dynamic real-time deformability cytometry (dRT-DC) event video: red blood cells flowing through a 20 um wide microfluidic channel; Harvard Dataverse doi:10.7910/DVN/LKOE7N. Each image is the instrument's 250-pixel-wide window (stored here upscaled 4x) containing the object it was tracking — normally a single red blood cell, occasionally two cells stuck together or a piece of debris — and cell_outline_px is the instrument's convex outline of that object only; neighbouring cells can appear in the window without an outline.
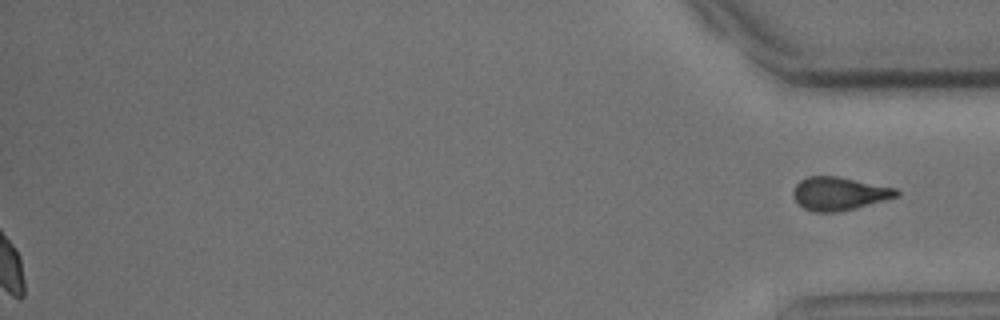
{"species": "common noctule bat (a hibernating species)", "species_latin": "Nyctalus noctula", "temperature_condition": "cold", "stored_images_in_passage": 57, "segment_of_instrument_passage": [2, 2], "camera_frame_rate_fps": 3000, "um_per_image_px": 0.085, "animal": {"sex": "male", "body_mass_g": 15.6}, "frame": {"image": 1, "passage_image": 57, "time_ms": 18.667, "image_size_px": [1000, 320], "cell_outline_px": [[900, 196], [856, 208], [836, 212], [812, 212], [804, 208], [792, 196], [792, 192], [796, 184], [800, 180], [808, 176], [836, 176], [896, 188], [900, 192]], "centroid_in_image_um": [71.33, 16.46], "position_along_channel_um": 363.9, "area_um2": 20.0}}